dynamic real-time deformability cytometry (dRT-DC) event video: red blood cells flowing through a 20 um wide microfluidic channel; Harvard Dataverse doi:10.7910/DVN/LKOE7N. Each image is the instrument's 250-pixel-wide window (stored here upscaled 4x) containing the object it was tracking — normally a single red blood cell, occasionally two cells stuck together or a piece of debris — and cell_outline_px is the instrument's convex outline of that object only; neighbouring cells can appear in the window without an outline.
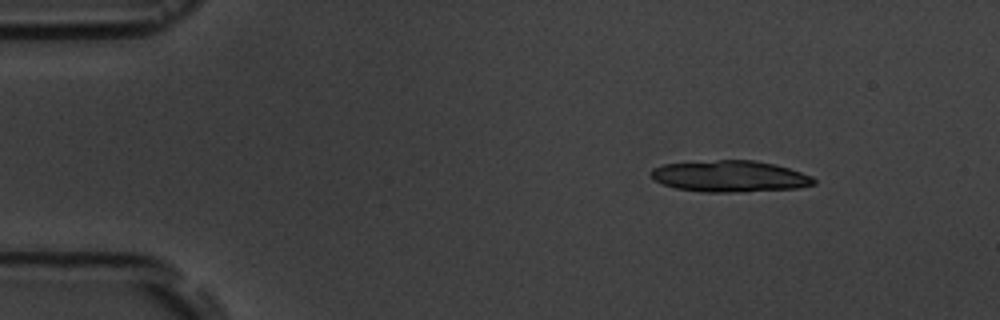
{"species": "common noctule bat (a hibernating species)", "species_latin": "Nyctalus noctula", "temperature_condition": "room temperature", "stored_images_in_passage": 3, "camera_frame_rate_fps": 3000, "um_per_image_px": 0.085, "animal": {"sex": "male", "body_mass_g": 19.5, "forearm_length_mm": 54.6}, "frame": {"image": 1, "passage_image": 1, "time_ms": 0.0, "image_size_px": [1000, 320], "cell_outline_px": [[816, 184], [800, 188], [732, 192], [704, 192], [676, 188], [664, 184], [656, 180], [648, 172], [652, 168], [664, 164], [716, 160], [752, 160], [776, 164], [812, 176], [816, 180]], "centroid_in_image_um": [62.06, 14.98], "position_along_channel_um": 22.9, "area_um2": 29.71}}